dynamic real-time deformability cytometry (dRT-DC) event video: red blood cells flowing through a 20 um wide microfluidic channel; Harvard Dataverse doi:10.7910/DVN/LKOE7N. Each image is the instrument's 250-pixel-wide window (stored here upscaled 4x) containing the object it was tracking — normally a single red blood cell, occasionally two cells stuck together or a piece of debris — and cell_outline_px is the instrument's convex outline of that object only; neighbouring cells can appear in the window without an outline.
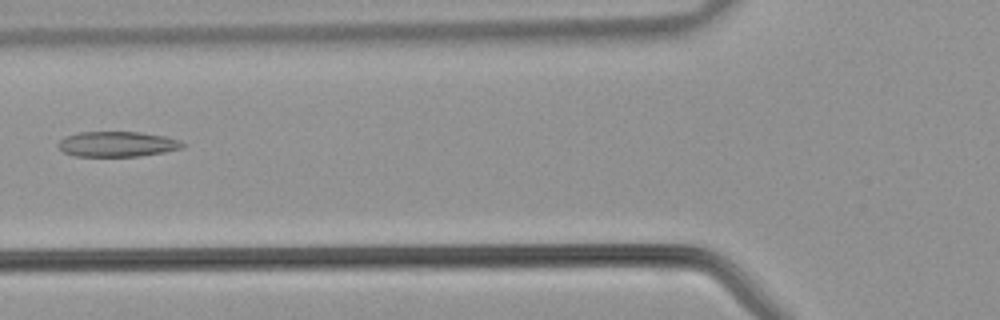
{"species": "common noctule bat (a hibernating species)", "species_latin": "Nyctalus noctula", "temperature_condition": "warm", "stored_images_in_passage": 34, "camera_frame_rate_fps": 3000, "um_per_image_px": 0.085, "animal": {"sex": "male", "body_mass_g": 21.5, "forearm_length_mm": 52.0}, "frame": {"image": 1, "passage_image": 8, "time_ms": 2.333, "image_size_px": [1000, 320], "cell_outline_px": [[188, 144], [184, 148], [164, 152], [140, 156], [76, 156], [64, 152], [56, 144], [64, 136], [80, 132], [140, 132], [164, 136], [180, 140]], "centroid_in_image_um": [10.0, 12.24], "position_along_channel_um": 115.8, "area_um2": 18.44}}
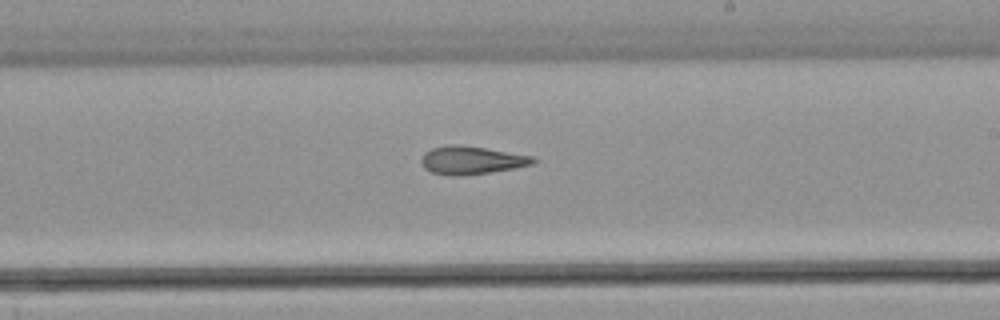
{"frame": {"image": 2, "passage_image": 16, "time_ms": 5.0, "image_size_px": [1000, 320], "cell_outline_px": [[540, 160], [532, 164], [512, 168], [488, 172], [452, 176], [432, 172], [424, 168], [420, 164], [420, 160], [424, 152], [432, 148], [448, 144], [456, 144], [484, 148], [532, 156]], "centroid_in_image_um": [40.03, 13.6], "position_along_channel_um": 249.0, "area_um2": 18.09}}
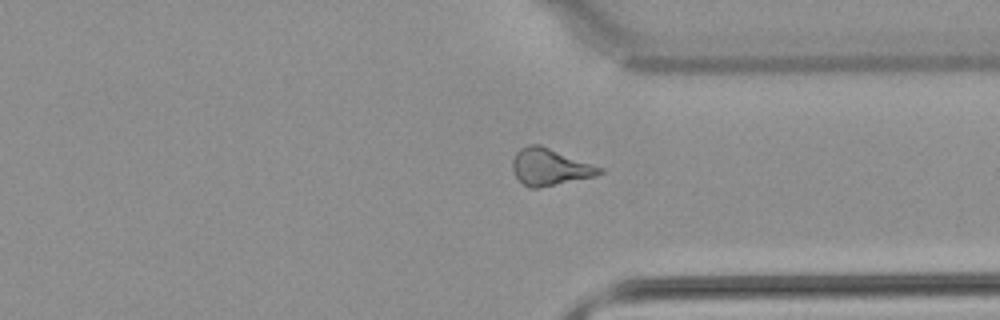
{"frame": {"image": 3, "passage_image": 23, "time_ms": 7.333, "image_size_px": [1000, 320], "cell_outline_px": [[604, 172], [596, 176], [540, 188], [528, 188], [516, 176], [512, 168], [512, 160], [516, 152], [520, 148], [528, 144], [540, 144], [604, 168]], "centroid_in_image_um": [46.75, 14.19], "position_along_channel_um": 364.7, "area_um2": 18.84}}